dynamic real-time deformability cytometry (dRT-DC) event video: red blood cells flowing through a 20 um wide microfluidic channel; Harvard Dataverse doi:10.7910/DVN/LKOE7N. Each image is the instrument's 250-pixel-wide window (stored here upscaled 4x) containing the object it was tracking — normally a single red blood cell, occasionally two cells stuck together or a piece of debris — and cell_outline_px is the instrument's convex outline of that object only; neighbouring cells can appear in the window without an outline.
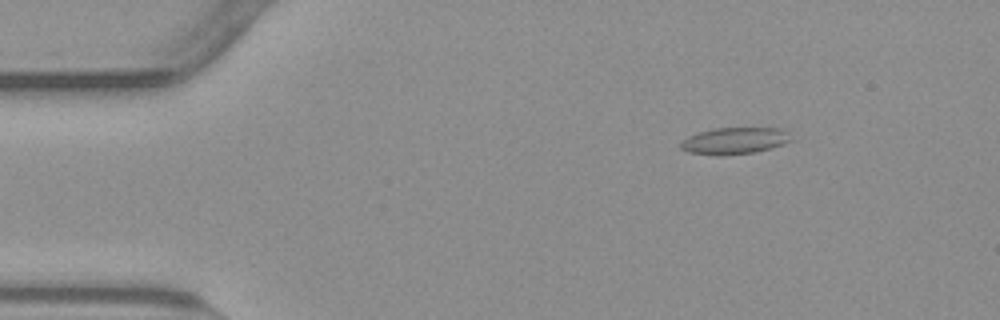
{"species": "common noctule bat (a hibernating species)", "species_latin": "Nyctalus noctula", "temperature_condition": "warm", "stored_images_in_passage": 55, "camera_frame_rate_fps": 3000, "um_per_image_px": 0.085, "animal": {"sex": "male", "body_mass_g": 23.1, "forearm_length_mm": 52.7}, "frame": {"image": 1, "passage_image": 8, "time_ms": 2.333, "image_size_px": [1000, 320], "cell_outline_px": [[792, 140], [784, 144], [772, 148], [756, 152], [720, 156], [716, 156], [688, 152], [680, 148], [680, 144], [688, 136], [712, 128], [780, 128], [788, 132]], "centroid_in_image_um": [62.44, 11.97], "position_along_channel_um": 22.6, "area_um2": 17.28}}
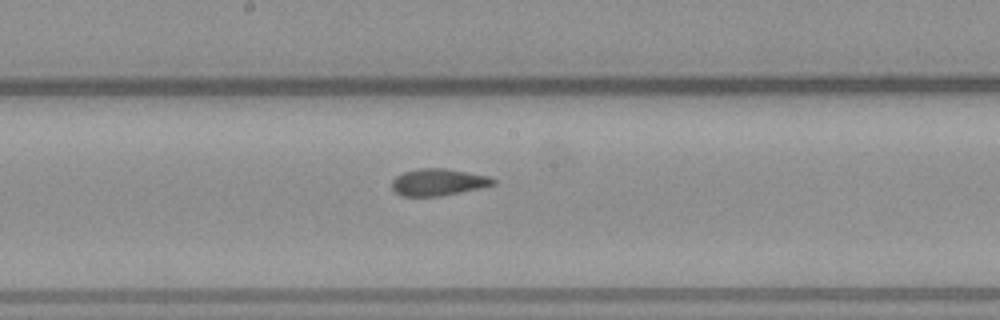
{"frame": {"image": 2, "passage_image": 29, "time_ms": 9.333, "image_size_px": [1000, 320], "cell_outline_px": [[496, 184], [480, 188], [440, 196], [400, 196], [392, 188], [392, 180], [396, 176], [404, 172], [420, 168], [444, 168], [488, 176], [496, 180]], "centroid_in_image_um": [37.24, 15.49], "position_along_channel_um": 211.0, "area_um2": 15.78}}
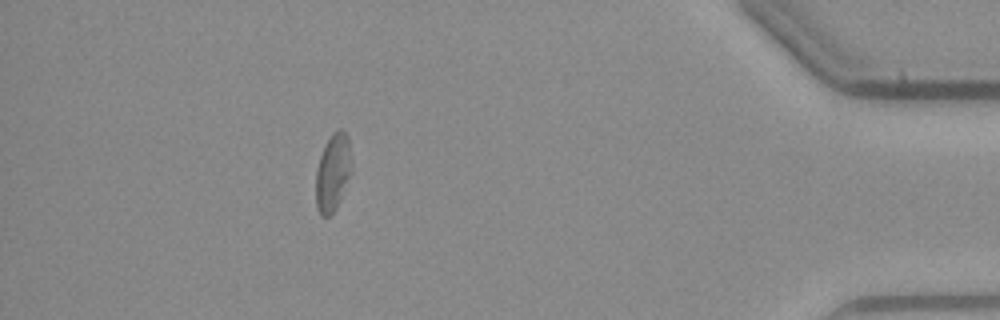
{"frame": {"image": 3, "passage_image": 49, "time_ms": 16.0, "image_size_px": [1000, 320], "cell_outline_px": [[352, 172], [340, 200], [336, 208], [328, 216], [320, 216], [316, 208], [316, 168], [320, 156], [332, 132], [340, 128], [348, 136], [352, 160]], "centroid_in_image_um": [28.31, 14.66], "position_along_channel_um": 406.9, "area_um2": 16.3}, "authors_computed_cell_mechanics": {"area_um2": 16.4152, "velocity_mm_per_s": 3.7865, "shape_relaxation_time_tau1_ms": null, "shape_relaxation_time_tau2_ms": 1.6831, "deformation_change_tau1": null, "deformation_change_tau2": 0.0909}}